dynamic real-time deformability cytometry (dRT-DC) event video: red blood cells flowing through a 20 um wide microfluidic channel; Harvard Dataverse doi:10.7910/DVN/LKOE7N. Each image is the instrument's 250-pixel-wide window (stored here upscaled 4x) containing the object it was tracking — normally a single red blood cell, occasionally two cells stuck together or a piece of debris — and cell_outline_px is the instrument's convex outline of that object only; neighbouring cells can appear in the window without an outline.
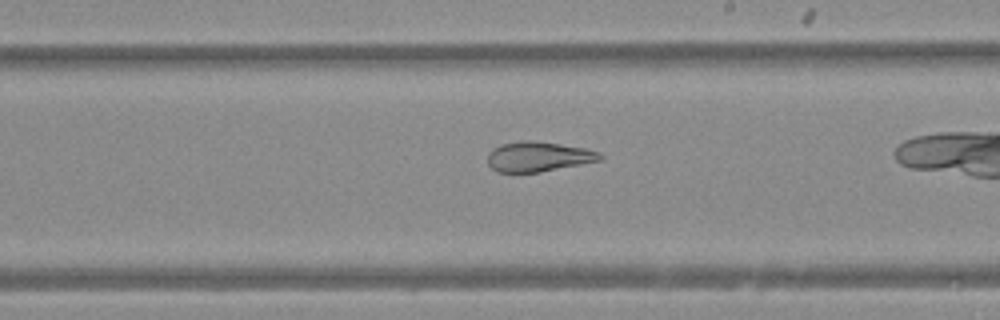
{"species": "Egyptian fruit bat (a non-hibernating species)", "species_latin": "Rousettus aegyptiacus", "temperature_condition": "warm", "stored_images_in_passage": 14, "camera_frame_rate_fps": 3000, "um_per_image_px": 0.085, "animal": {"sex": "female"}, "frame": {"image": 1, "passage_image": 14, "time_ms": 4.333, "image_size_px": [1000, 320], "cell_outline_px": [[604, 156], [600, 160], [540, 172], [496, 172], [488, 164], [488, 152], [492, 148], [500, 144], [520, 140], [528, 140], [560, 144], [584, 148], [596, 152]], "centroid_in_image_um": [45.69, 13.31], "position_along_channel_um": 243.3, "area_um2": 19.48}}